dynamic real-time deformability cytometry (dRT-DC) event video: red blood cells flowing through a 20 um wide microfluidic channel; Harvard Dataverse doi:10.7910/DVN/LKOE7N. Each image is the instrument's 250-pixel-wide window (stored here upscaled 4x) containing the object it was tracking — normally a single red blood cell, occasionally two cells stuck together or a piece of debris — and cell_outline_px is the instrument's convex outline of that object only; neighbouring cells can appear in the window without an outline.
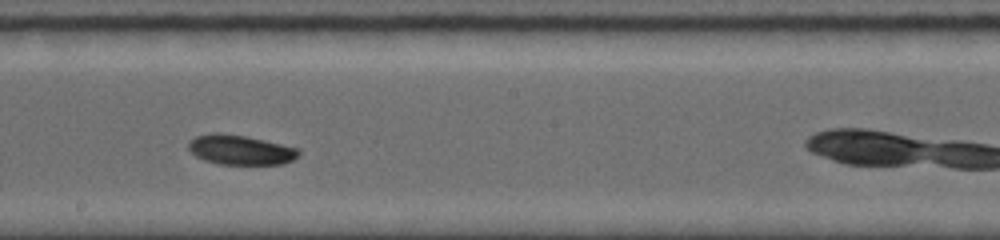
{"species": "common noctule bat (a hibernating species)", "species_latin": "Nyctalus noctula", "temperature_condition": "room temperature", "stored_images_in_passage": 11, "camera_frame_rate_fps": 5000, "um_per_image_px": 0.085, "animal": {"sex": "female", "body_mass_g": 19.0, "forearm_length_mm": 56.7}, "frame": {"image": 1, "passage_image": 5, "time_ms": 4.0, "image_size_px": [1000, 240], "cell_outline_px": [[300, 152], [292, 160], [284, 164], [220, 164], [204, 160], [196, 156], [188, 148], [188, 144], [196, 136], [212, 132], [220, 132], [244, 136], [264, 140], [300, 148]], "centroid_in_image_um": [20.44, 12.73], "position_along_channel_um": 227.8, "area_um2": 19.02}}